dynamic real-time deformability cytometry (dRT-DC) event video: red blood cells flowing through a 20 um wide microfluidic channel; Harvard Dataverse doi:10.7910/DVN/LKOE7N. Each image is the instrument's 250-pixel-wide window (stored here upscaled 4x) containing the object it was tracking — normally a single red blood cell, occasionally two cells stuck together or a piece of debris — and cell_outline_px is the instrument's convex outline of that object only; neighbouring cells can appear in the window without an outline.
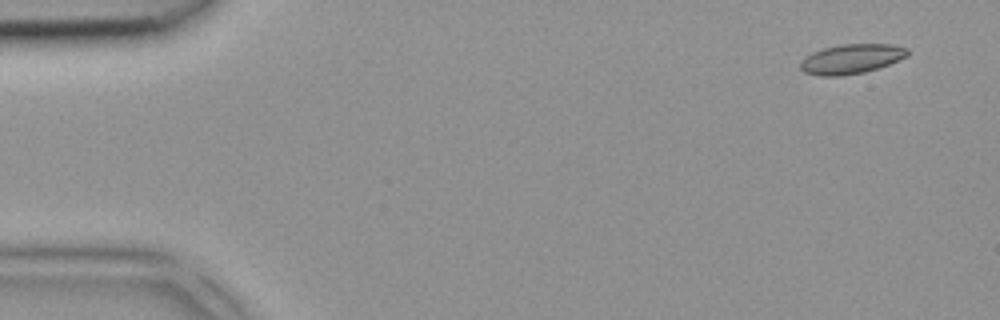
{"species": "common noctule bat (a hibernating species)", "species_latin": "Nyctalus noctula", "temperature_condition": "room temperature", "stored_images_in_passage": 4, "camera_frame_rate_fps": 3000, "um_per_image_px": 0.085, "animal": {"sex": "female", "body_mass_g": 18.4}, "frame": {"image": 1, "passage_image": 1, "time_ms": 0.0, "image_size_px": [1000, 320], "cell_outline_px": [[908, 56], [888, 64], [864, 72], [840, 76], [820, 76], [804, 72], [800, 68], [800, 60], [812, 52], [824, 48], [840, 44], [892, 44], [908, 48]], "centroid_in_image_um": [72.34, 5.0], "position_along_channel_um": 12.7, "area_um2": 18.5}}
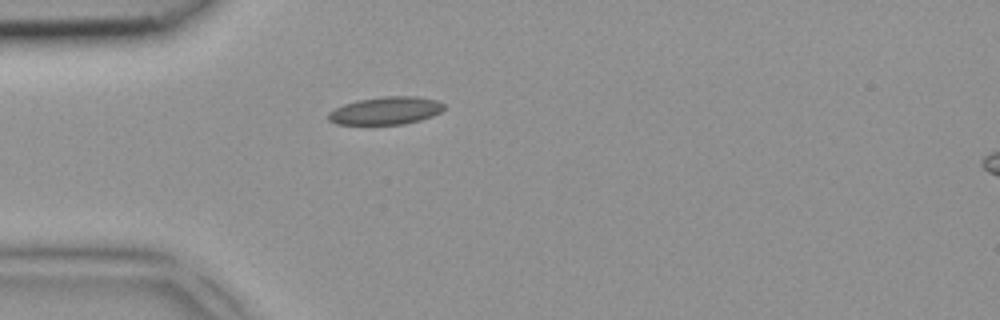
{"frame": {"image": 2, "passage_image": 4, "time_ms": 1.0, "image_size_px": [1000, 320], "cell_outline_px": [[444, 108], [440, 112], [432, 116], [420, 120], [404, 124], [336, 124], [328, 120], [328, 112], [344, 104], [356, 100], [384, 96], [416, 96], [436, 100], [444, 104]], "centroid_in_image_um": [32.78, 9.4], "position_along_channel_um": 52.2, "area_um2": 18.67}}